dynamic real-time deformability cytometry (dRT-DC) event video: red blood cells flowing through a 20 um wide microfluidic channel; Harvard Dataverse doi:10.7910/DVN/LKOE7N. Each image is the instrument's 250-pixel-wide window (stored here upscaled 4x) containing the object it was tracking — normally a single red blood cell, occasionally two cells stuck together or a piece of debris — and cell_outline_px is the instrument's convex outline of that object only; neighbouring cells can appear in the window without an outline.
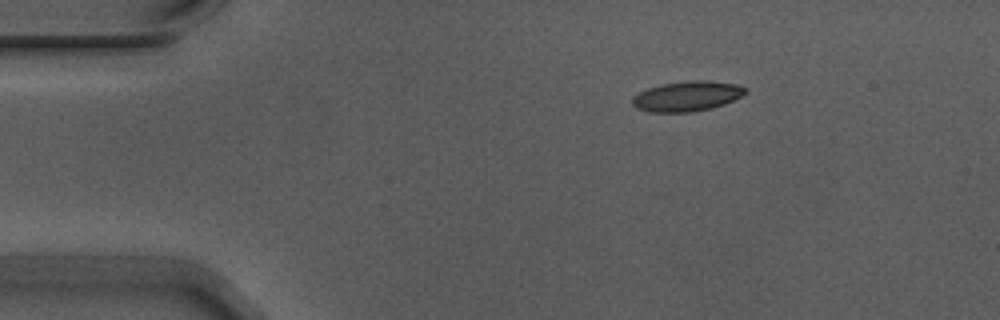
{"species": "Egyptian fruit bat (a non-hibernating species)", "species_latin": "Rousettus aegyptiacus", "temperature_condition": "warm", "stored_images_in_passage": 7, "camera_frame_rate_fps": 3000, "um_per_image_px": 0.085, "animal": {"sex": "male"}, "frame": {"image": 1, "passage_image": 1, "time_ms": 0.0, "image_size_px": [1000, 320], "cell_outline_px": [[748, 92], [724, 104], [712, 108], [692, 112], [648, 112], [636, 108], [632, 104], [632, 96], [648, 88], [660, 84], [692, 80], [708, 80], [736, 84], [748, 88]], "centroid_in_image_um": [58.39, 8.17], "position_along_channel_um": 26.6, "area_um2": 19.94}}